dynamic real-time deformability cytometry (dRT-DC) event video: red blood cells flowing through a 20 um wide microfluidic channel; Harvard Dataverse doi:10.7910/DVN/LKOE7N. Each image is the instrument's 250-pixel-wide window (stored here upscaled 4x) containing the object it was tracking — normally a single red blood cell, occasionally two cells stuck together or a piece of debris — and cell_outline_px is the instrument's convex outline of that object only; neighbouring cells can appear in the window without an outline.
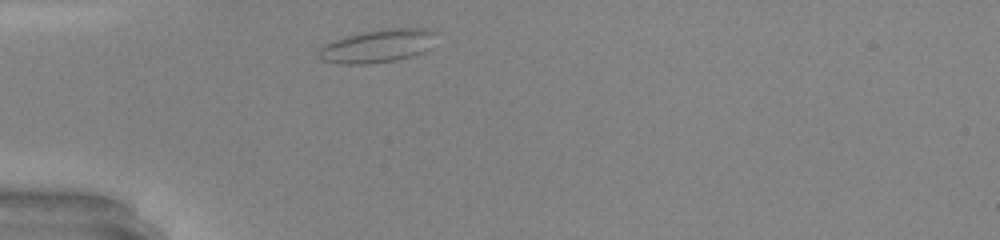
{"species": "common noctule bat (a hibernating species)", "species_latin": "Nyctalus noctula", "temperature_condition": "warm", "stored_images_in_passage": 27, "camera_frame_rate_fps": 3000, "um_per_image_px": 0.085, "animal": {"sex": "male", "body_mass_g": 20.0, "forearm_length_mm": 53.3}, "frame": {"image": 1, "passage_image": 1, "time_ms": 0.0, "image_size_px": [1000, 240], "cell_outline_px": [[436, 32], [428, 48], [424, 52], [412, 56], [396, 60], [368, 64], [344, 64], [324, 60], [320, 56], [320, 48], [324, 44], [344, 36], [360, 32], [384, 28], [432, 28]], "centroid_in_image_um": [32.12, 3.89], "position_along_channel_um": 52.9, "area_um2": 22.6}}
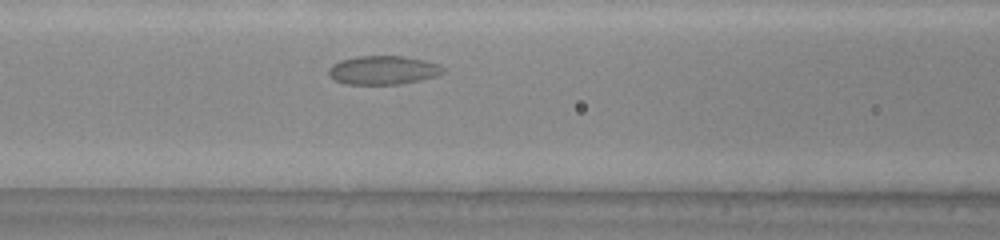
{"frame": {"image": 2, "passage_image": 8, "time_ms": 2.333, "image_size_px": [1000, 240], "cell_outline_px": [[448, 72], [436, 76], [420, 80], [400, 84], [344, 84], [332, 80], [328, 76], [328, 68], [332, 64], [340, 60], [356, 56], [404, 56], [424, 60], [440, 64]], "centroid_in_image_um": [32.56, 5.96], "position_along_channel_um": 134.0, "area_um2": 19.54}, "authors_computed_cell_mechanics": {"area_um2": 19.5364, "velocity_mm_per_s": 4.1204, "shape_relaxation_time_tau1_ms": 6.0491, "shape_relaxation_time_tau2_ms": null, "deformation_change_tau1": 0.1071, "deformation_change_tau2": null}}